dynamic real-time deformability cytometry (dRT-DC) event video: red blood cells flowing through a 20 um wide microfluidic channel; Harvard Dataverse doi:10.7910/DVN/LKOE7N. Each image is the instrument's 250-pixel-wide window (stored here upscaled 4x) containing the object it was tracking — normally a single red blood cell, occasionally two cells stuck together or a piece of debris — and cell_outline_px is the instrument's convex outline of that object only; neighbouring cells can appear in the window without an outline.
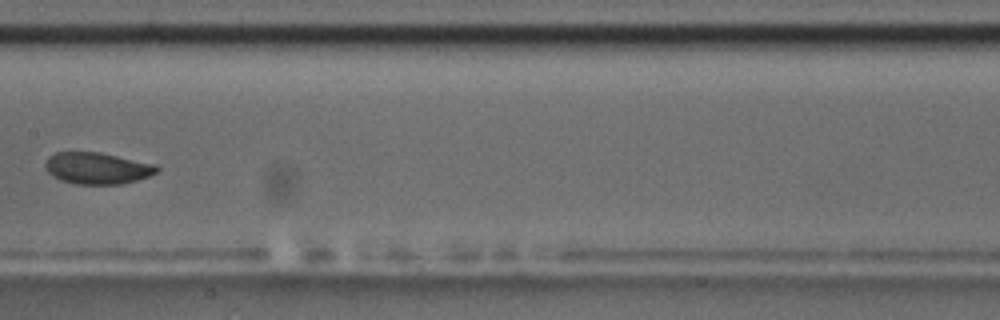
{"species": "common noctule bat (a hibernating species)", "species_latin": "Nyctalus noctula", "temperature_condition": "room temperature", "stored_images_in_passage": 8, "camera_frame_rate_fps": 3000, "um_per_image_px": 0.085, "animal": {"sex": "male", "body_mass_g": 17.5, "forearm_length_mm": 52.3}, "frame": {"image": 1, "passage_image": 8, "time_ms": 9.0, "image_size_px": [1000, 320], "cell_outline_px": [[160, 168], [156, 172], [148, 176], [136, 180], [120, 184], [76, 184], [60, 180], [52, 176], [44, 168], [44, 164], [48, 156], [56, 152], [100, 152], [156, 164]], "centroid_in_image_um": [8.23, 14.29], "position_along_channel_um": 199.2, "area_um2": 20.63}}